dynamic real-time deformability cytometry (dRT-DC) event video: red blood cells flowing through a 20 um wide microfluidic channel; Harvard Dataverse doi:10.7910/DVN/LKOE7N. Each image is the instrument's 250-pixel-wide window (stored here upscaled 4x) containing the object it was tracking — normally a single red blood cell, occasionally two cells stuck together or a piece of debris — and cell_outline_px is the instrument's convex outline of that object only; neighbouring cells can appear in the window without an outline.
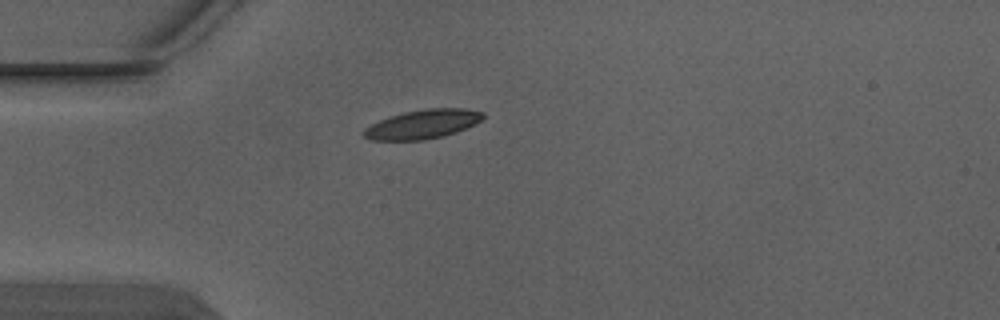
{"species": "Egyptian fruit bat (a non-hibernating species)", "species_latin": "Rousettus aegyptiacus", "temperature_condition": "warm", "stored_images_in_passage": 1, "camera_frame_rate_fps": 3000, "um_per_image_px": 0.085, "animal": {"sex": "male"}, "frame": {"image": 1, "passage_image": 1, "time_ms": 0.0, "image_size_px": [1000, 320], "cell_outline_px": [[484, 116], [480, 120], [456, 132], [444, 136], [424, 140], [372, 140], [364, 136], [360, 132], [364, 128], [380, 120], [404, 112], [428, 108], [464, 108], [484, 112]], "centroid_in_image_um": [35.9, 10.56], "position_along_channel_um": 49.1, "area_um2": 20.0}}